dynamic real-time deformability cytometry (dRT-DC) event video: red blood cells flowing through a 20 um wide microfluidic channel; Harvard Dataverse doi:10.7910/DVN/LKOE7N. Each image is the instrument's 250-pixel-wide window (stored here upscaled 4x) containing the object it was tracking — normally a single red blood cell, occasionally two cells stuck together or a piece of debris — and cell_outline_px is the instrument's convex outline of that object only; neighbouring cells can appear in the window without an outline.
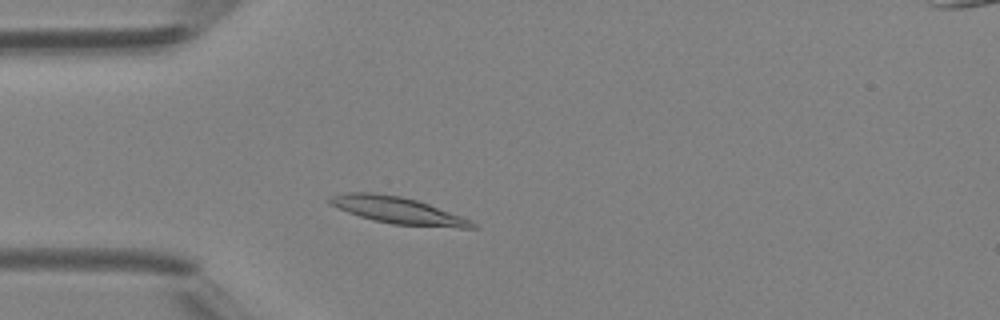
{"species": "Egyptian fruit bat (a non-hibernating species)", "species_latin": "Rousettus aegyptiacus", "temperature_condition": "room temperature", "stored_images_in_passage": 38, "camera_frame_rate_fps": 3000, "um_per_image_px": 0.085, "animal": {"sex": "female"}, "frame": {"image": 1, "passage_image": 7, "time_ms": 2.0, "image_size_px": [1000, 320], "cell_outline_px": [[480, 228], [460, 228], [392, 224], [372, 220], [348, 212], [328, 204], [328, 196], [344, 192], [372, 192], [400, 196], [416, 200], [428, 204], [472, 220]], "centroid_in_image_um": [33.79, 17.88], "position_along_channel_um": 51.2, "area_um2": 22.31}}
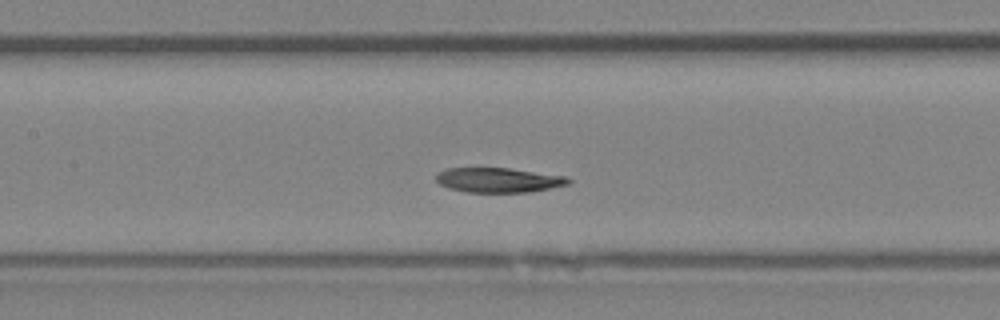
{"frame": {"image": 2, "passage_image": 15, "time_ms": 4.667, "image_size_px": [1000, 320], "cell_outline_px": [[572, 180], [568, 184], [532, 192], [468, 192], [448, 188], [440, 184], [436, 180], [436, 172], [448, 168], [508, 168], [568, 176]], "centroid_in_image_um": [42.38, 15.3], "position_along_channel_um": 165.0, "area_um2": 19.13}}
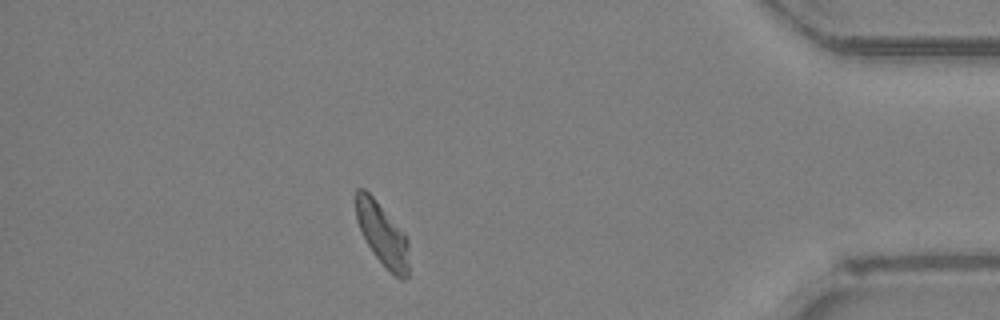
{"frame": {"image": 3, "passage_image": 33, "time_ms": 10.667, "image_size_px": [1000, 320], "cell_outline_px": [[408, 276], [404, 280], [400, 280], [372, 252], [356, 220], [356, 188], [364, 188], [372, 196], [404, 232], [408, 240]], "centroid_in_image_um": [32.51, 19.9], "position_along_channel_um": 402.7, "area_um2": 18.96}}